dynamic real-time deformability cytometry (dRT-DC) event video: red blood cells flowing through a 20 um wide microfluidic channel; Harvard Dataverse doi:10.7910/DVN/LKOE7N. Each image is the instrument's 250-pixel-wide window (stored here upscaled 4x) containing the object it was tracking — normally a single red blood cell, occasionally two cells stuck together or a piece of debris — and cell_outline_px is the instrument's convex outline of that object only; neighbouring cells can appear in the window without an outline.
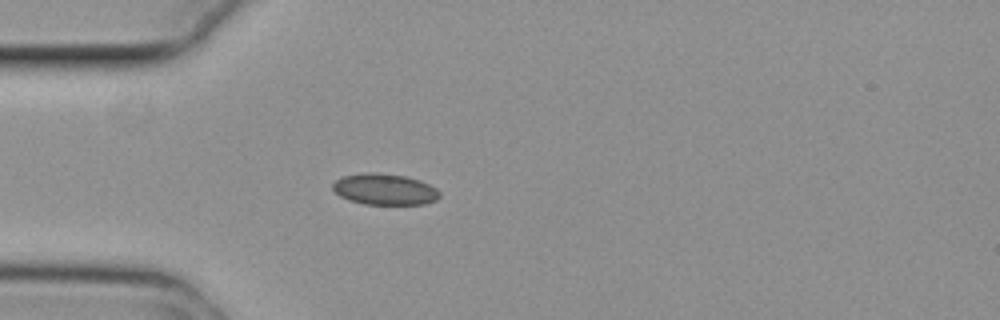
{"species": "common noctule bat (a hibernating species)", "species_latin": "Nyctalus noctula", "temperature_condition": "cold", "stored_images_in_passage": 40, "camera_frame_rate_fps": 3000, "um_per_image_px": 0.085, "animal": {"sex": "female", "body_mass_g": 29.2, "forearm_length_mm": 56.3}, "frame": {"image": 1, "passage_image": 1, "time_ms": 0.0, "image_size_px": [1000, 320], "cell_outline_px": [[440, 196], [436, 200], [424, 204], [364, 204], [348, 200], [340, 196], [332, 188], [332, 184], [336, 180], [344, 176], [364, 172], [380, 172], [404, 176], [420, 180], [436, 188], [440, 192]], "centroid_in_image_um": [32.69, 16.08], "position_along_channel_um": 52.3, "area_um2": 19.48}}
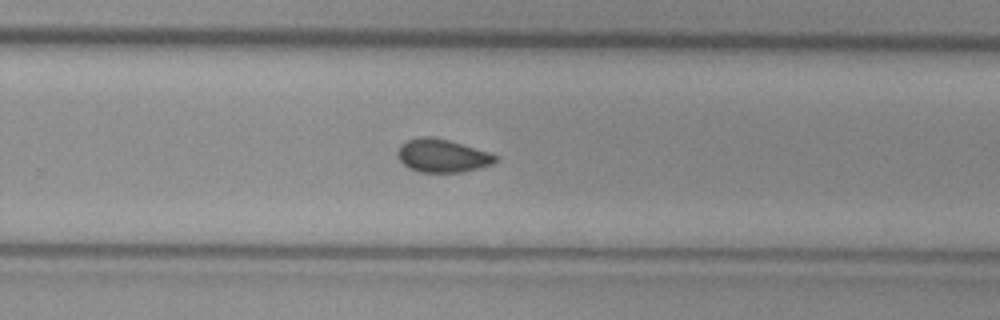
{"frame": {"image": 2, "passage_image": 21, "time_ms": 6.667, "image_size_px": [1000, 320], "cell_outline_px": [[500, 160], [492, 164], [460, 172], [420, 172], [408, 168], [396, 156], [396, 152], [400, 144], [408, 140], [420, 136], [432, 136], [448, 140], [488, 152], [500, 156]], "centroid_in_image_um": [37.57, 13.23], "position_along_channel_um": 292.2, "area_um2": 18.96}}
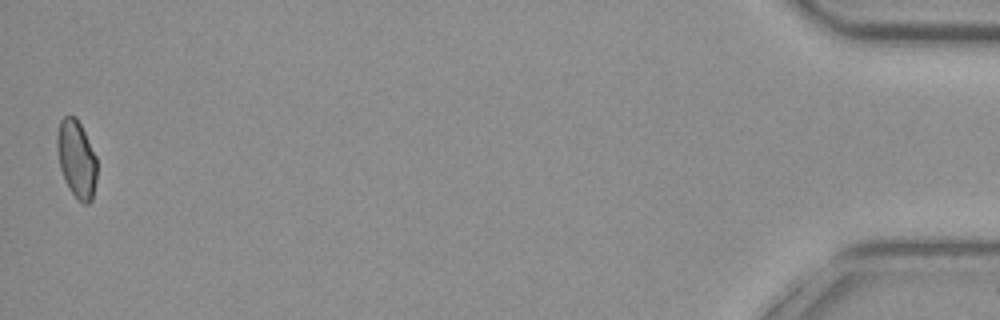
{"frame": {"image": 3, "passage_image": 40, "time_ms": 13.0, "image_size_px": [1000, 320], "cell_outline_px": [[96, 180], [92, 200], [88, 204], [84, 204], [68, 188], [64, 180], [60, 168], [56, 144], [56, 136], [60, 120], [64, 116], [76, 116], [96, 156]], "centroid_in_image_um": [6.49, 13.5], "position_along_channel_um": 428.7, "area_um2": 17.92}, "authors_computed_cell_mechanics": {"area_um2": 18.785, "velocity_mm_per_s": 3.7222, "shape_relaxation_time_tau1_ms": null, "shape_relaxation_time_tau2_ms": 6.9878, "deformation_change_tau1": null, "deformation_change_tau2": 0.0773}}